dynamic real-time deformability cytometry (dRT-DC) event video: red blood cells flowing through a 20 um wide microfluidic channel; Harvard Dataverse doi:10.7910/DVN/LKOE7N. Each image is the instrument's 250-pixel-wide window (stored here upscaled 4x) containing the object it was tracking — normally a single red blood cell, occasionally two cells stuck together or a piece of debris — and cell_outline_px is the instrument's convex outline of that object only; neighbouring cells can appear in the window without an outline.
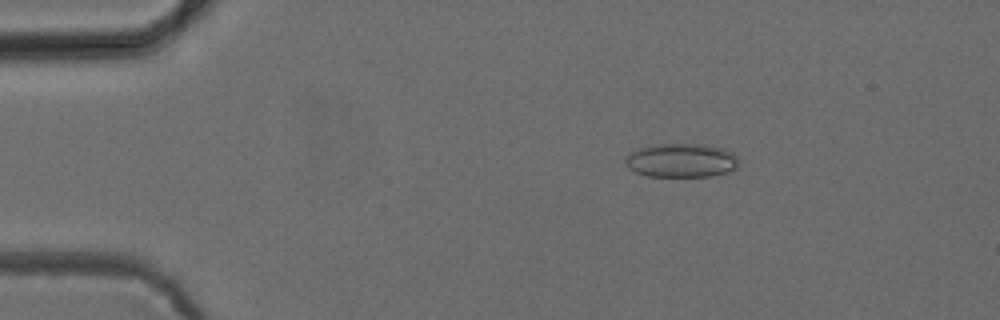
{"species": "common noctule bat (a hibernating species)", "species_latin": "Nyctalus noctula", "temperature_condition": "cold", "stored_images_in_passage": 2, "camera_frame_rate_fps": 3000, "um_per_image_px": 0.085, "animal": {"sex": "female", "body_mass_g": 24.6, "forearm_length_mm": 56.2}, "frame": {"image": 1, "passage_image": 1, "time_ms": 0.0, "image_size_px": [1000, 320], "cell_outline_px": [[740, 164], [736, 168], [728, 172], [712, 176], [648, 176], [636, 172], [628, 168], [624, 164], [624, 156], [640, 148], [656, 144], [708, 144], [724, 148], [732, 152], [736, 156]], "centroid_in_image_um": [57.93, 13.63], "position_along_channel_um": 27.1, "area_um2": 22.66}}